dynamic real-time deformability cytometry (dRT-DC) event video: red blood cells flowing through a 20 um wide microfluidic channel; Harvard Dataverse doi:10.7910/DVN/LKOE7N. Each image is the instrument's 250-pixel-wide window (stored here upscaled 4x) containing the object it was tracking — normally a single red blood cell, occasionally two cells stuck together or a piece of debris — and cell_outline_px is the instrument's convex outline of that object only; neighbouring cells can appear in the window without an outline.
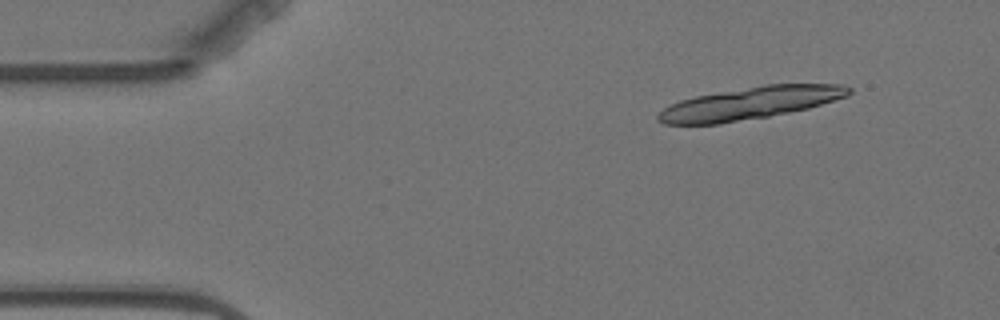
{"species": "Egyptian fruit bat (a non-hibernating species)", "species_latin": "Rousettus aegyptiacus", "temperature_condition": "warm", "stored_images_in_passage": 3, "camera_frame_rate_fps": 3000, "um_per_image_px": 0.085, "animal": {"sex": "female"}, "frame": {"image": 1, "passage_image": 1, "time_ms": 0.0, "image_size_px": [1000, 320], "cell_outline_px": [[852, 92], [848, 96], [808, 108], [768, 116], [720, 124], [664, 124], [656, 120], [656, 116], [664, 108], [680, 100], [696, 96], [764, 84], [840, 84], [852, 88]], "centroid_in_image_um": [63.76, 8.77], "position_along_channel_um": 21.2, "area_um2": 35.78}}